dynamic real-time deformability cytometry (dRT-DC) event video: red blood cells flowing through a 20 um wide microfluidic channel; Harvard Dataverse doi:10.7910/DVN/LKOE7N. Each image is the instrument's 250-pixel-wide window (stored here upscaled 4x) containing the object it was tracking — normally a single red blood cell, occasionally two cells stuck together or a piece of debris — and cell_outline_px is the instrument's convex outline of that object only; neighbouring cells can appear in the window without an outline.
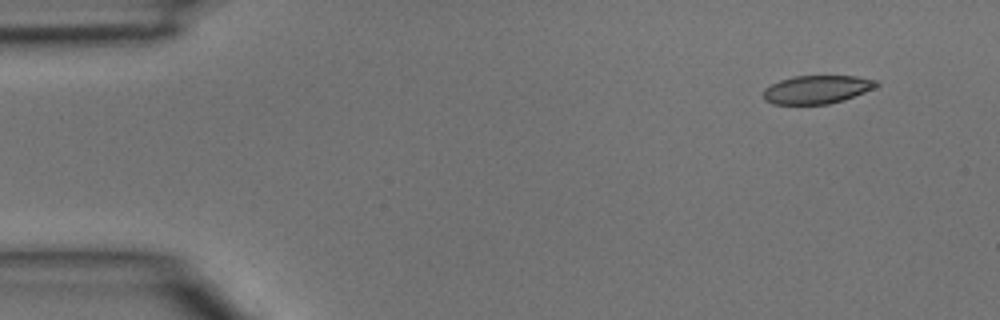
{"species": "common noctule bat (a hibernating species)", "species_latin": "Nyctalus noctula", "temperature_condition": "room temperature", "stored_images_in_passage": 4, "camera_frame_rate_fps": 3000, "um_per_image_px": 0.085, "animal": {"sex": "male", "body_mass_g": 15.6}, "frame": {"image": 1, "passage_image": 1, "time_ms": 0.0, "image_size_px": [1000, 320], "cell_outline_px": [[880, 84], [876, 88], [844, 100], [828, 104], [772, 104], [764, 100], [764, 88], [780, 80], [796, 76], [856, 76], [876, 80]], "centroid_in_image_um": [69.46, 7.61], "position_along_channel_um": 15.5, "area_um2": 18.67}}